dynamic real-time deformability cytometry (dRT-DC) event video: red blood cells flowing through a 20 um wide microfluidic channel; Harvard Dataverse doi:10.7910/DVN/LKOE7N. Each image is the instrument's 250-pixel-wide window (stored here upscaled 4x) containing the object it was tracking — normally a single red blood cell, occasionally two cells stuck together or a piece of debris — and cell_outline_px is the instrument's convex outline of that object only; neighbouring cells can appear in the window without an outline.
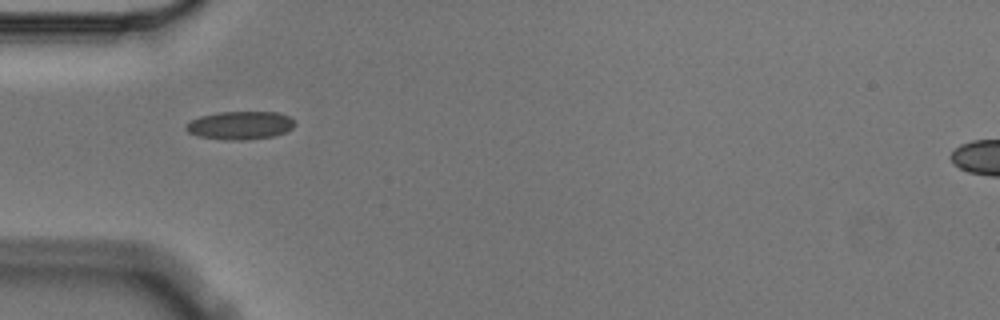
{"species": "Egyptian fruit bat (a non-hibernating species)", "species_latin": "Rousettus aegyptiacus", "temperature_condition": "cold", "stored_images_in_passage": 6, "segment_of_instrument_passage": [2, 2], "camera_frame_rate_fps": 3000, "um_per_image_px": 0.085, "animal": {"sex": "male"}, "frame": {"image": 1, "passage_image": 5, "time_ms": 1.333, "image_size_px": [1000, 320], "cell_outline_px": [[296, 124], [292, 128], [284, 132], [272, 136], [244, 140], [224, 140], [200, 136], [188, 132], [184, 128], [184, 124], [200, 116], [216, 112], [280, 112], [288, 116]], "centroid_in_image_um": [20.38, 10.65], "position_along_channel_um": 64.6, "area_um2": 17.86}}
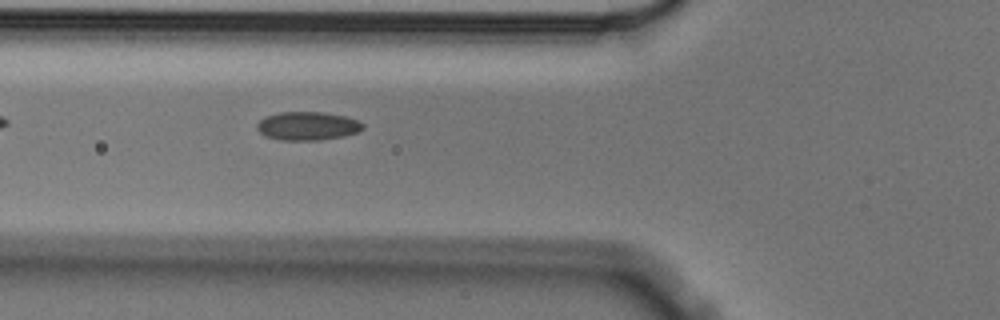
{"frame": {"image": 2, "passage_image": 6, "time_ms": 1.667, "image_size_px": [1000, 320], "cell_outline_px": [[364, 128], [356, 132], [344, 136], [320, 140], [280, 140], [264, 136], [256, 128], [256, 124], [264, 116], [280, 112], [324, 112], [344, 116], [360, 120], [364, 124]], "centroid_in_image_um": [26.13, 10.7], "position_along_channel_um": 99.7, "area_um2": 17.74}}